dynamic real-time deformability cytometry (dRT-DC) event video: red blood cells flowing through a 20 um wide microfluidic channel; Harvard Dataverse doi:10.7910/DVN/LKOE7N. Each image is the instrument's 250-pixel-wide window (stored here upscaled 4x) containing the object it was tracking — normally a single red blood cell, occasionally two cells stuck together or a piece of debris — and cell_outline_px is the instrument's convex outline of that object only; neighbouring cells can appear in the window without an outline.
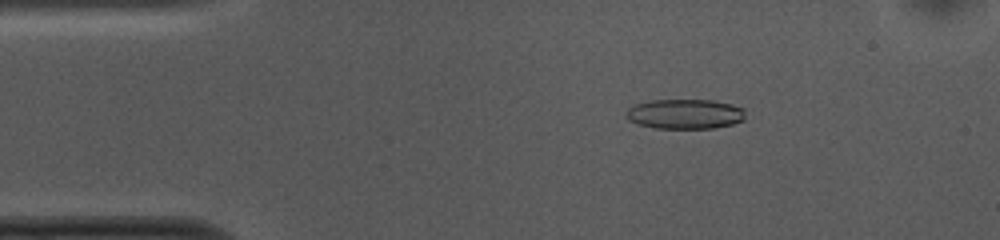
{"species": "common noctule bat (a hibernating species)", "species_latin": "Nyctalus noctula", "temperature_condition": "cold", "stored_images_in_passage": 52, "camera_frame_rate_fps": 3000, "um_per_image_px": 0.085, "animal": {"sex": "female", "body_mass_g": 10.0, "forearm_length_mm": 53.1}, "frame": {"image": 1, "passage_image": 8, "time_ms": 2.333, "image_size_px": [1000, 240], "cell_outline_px": [[744, 120], [732, 124], [716, 128], [656, 128], [636, 124], [628, 120], [624, 116], [624, 112], [628, 108], [636, 104], [652, 100], [712, 100], [732, 104], [744, 108]], "centroid_in_image_um": [58.19, 9.69], "position_along_channel_um": 26.8, "area_um2": 20.92}}
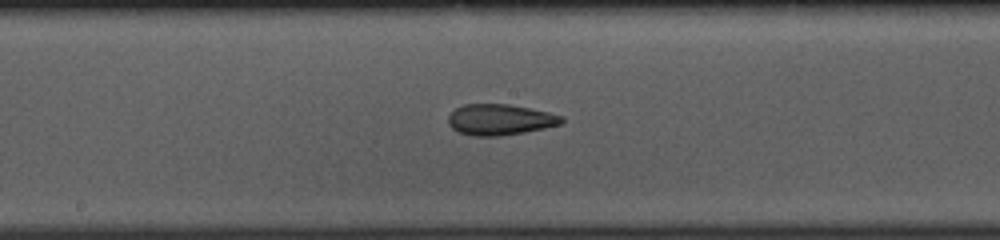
{"frame": {"image": 2, "passage_image": 26, "time_ms": 8.333, "image_size_px": [1000, 240], "cell_outline_px": [[564, 120], [560, 124], [544, 128], [524, 132], [500, 136], [472, 136], [460, 132], [452, 128], [448, 124], [448, 116], [456, 108], [464, 104], [508, 104], [548, 112], [564, 116]], "centroid_in_image_um": [42.49, 10.17], "position_along_channel_um": 205.7, "area_um2": 20.35}}
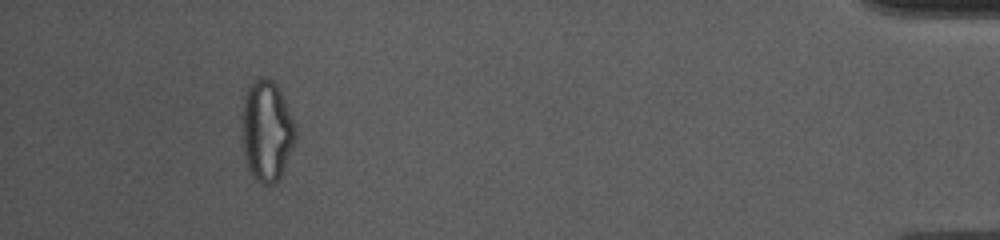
{"frame": {"image": 3, "passage_image": 48, "time_ms": 15.667, "image_size_px": [1000, 240], "cell_outline_px": [[296, 136], [292, 148], [280, 176], [272, 184], [260, 184], [252, 176], [244, 160], [240, 140], [244, 96], [248, 84], [252, 80], [260, 76], [264, 76], [272, 80], [276, 84], [284, 100], [296, 128]], "centroid_in_image_um": [22.61, 11.1], "position_along_channel_um": 412.6, "area_um2": 31.79}, "authors_computed_cell_mechanics": {"area_um2": 21.3282, "velocity_mm_per_s": 3.7487, "shape_relaxation_time_tau1_ms": null, "shape_relaxation_time_tau2_ms": 1.9656, "deformation_change_tau1": null, "deformation_change_tau2": 0.0894}}